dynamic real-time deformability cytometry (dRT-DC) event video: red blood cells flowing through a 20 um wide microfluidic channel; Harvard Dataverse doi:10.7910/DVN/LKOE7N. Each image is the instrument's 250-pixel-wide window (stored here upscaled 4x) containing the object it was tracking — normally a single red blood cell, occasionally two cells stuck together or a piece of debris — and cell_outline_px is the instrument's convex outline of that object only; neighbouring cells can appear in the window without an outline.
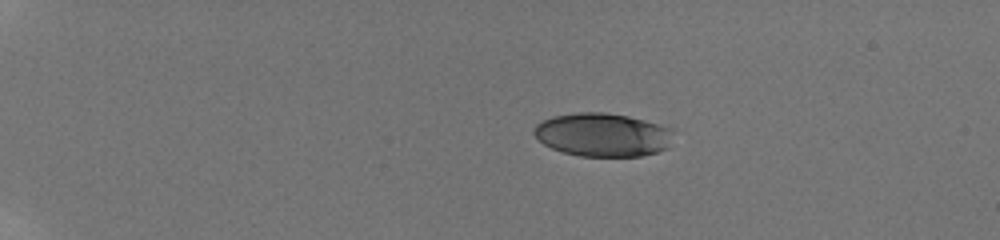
{"species": "human", "species_latin": "Homo sapiens", "temperature_condition": "room temperature", "stored_images_in_passage": 12, "camera_frame_rate_fps": 3000, "um_per_image_px": 0.085, "donor": {"sex": "male"}, "frame": {"image": 1, "passage_image": 1, "time_ms": 0.0, "image_size_px": [1000, 240], "cell_outline_px": [[672, 132], [668, 148], [644, 156], [580, 156], [564, 152], [552, 148], [544, 144], [532, 132], [536, 124], [552, 116], [580, 112], [608, 112], [628, 116], [644, 120], [672, 128]], "centroid_in_image_um": [51.23, 11.45], "position_along_channel_um": 33.8, "area_um2": 35.26}}
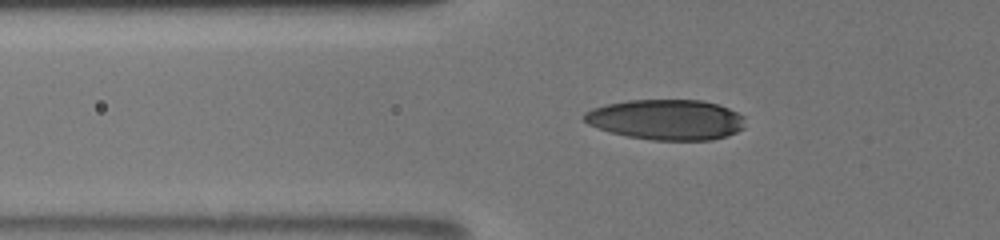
{"frame": {"image": 2, "passage_image": 6, "time_ms": 3.333, "image_size_px": [1000, 240], "cell_outline_px": [[744, 128], [736, 132], [712, 140], [652, 140], [628, 136], [612, 132], [588, 124], [584, 120], [584, 112], [592, 108], [608, 104], [628, 100], [700, 100], [716, 104], [728, 108], [744, 116]], "centroid_in_image_um": [56.64, 10.17], "position_along_channel_um": 69.2, "area_um2": 37.63}}
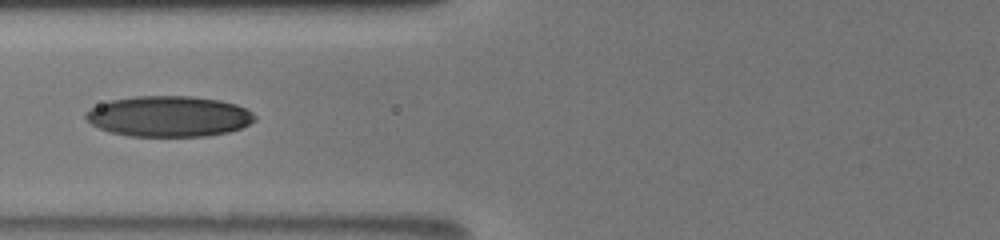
{"frame": {"image": 3, "passage_image": 10, "time_ms": 4.667, "image_size_px": [1000, 240], "cell_outline_px": [[256, 120], [240, 128], [228, 132], [208, 136], [128, 136], [108, 132], [92, 124], [84, 116], [92, 108], [108, 100], [136, 96], [192, 96], [220, 100], [236, 104], [252, 112], [256, 116]], "centroid_in_image_um": [14.36, 9.89], "position_along_channel_um": 111.4, "area_um2": 40.11}}